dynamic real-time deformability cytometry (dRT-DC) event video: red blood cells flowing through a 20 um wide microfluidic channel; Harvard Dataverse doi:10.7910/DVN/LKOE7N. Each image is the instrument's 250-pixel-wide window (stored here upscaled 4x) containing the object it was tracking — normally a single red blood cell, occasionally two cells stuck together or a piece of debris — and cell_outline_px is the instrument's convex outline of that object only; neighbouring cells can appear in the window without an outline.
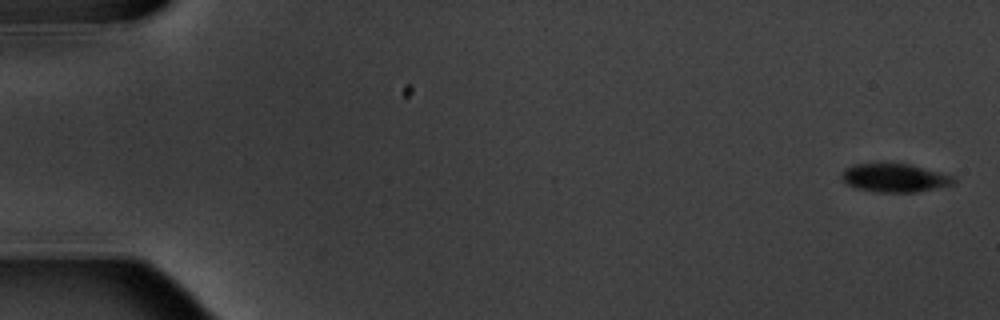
{"species": "common noctule bat (a hibernating species)", "species_latin": "Nyctalus noctula", "temperature_condition": "warm", "stored_images_in_passage": 6, "segment_of_instrument_passage": [1, 2], "camera_frame_rate_fps": 3000, "um_per_image_px": 0.085, "animal": {"sex": "male", "body_mass_g": 20.1, "forearm_length_mm": 53.5}, "frame": {"image": 1, "passage_image": 1, "time_ms": 0.0, "image_size_px": [1000, 320], "cell_outline_px": [[956, 184], [916, 192], [876, 192], [856, 188], [848, 184], [840, 176], [844, 168], [856, 164], [884, 160], [908, 164], [940, 172], [952, 176], [956, 180]], "centroid_in_image_um": [76.01, 15.08], "position_along_channel_um": 9.0, "area_um2": 19.13}}